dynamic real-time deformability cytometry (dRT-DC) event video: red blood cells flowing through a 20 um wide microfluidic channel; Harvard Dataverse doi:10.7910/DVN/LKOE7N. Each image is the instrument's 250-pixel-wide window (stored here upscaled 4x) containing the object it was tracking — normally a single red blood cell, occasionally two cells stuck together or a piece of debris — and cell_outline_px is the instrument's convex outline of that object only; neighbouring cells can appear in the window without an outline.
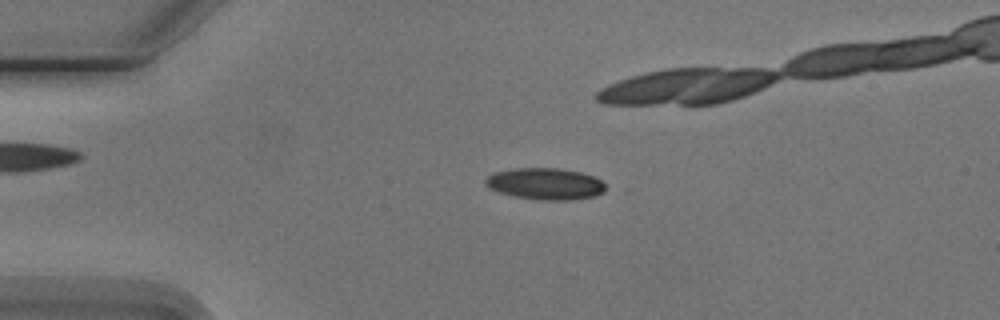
{"species": "Egyptian fruit bat (a non-hibernating species)", "species_latin": "Rousettus aegyptiacus", "temperature_condition": "cold", "stored_images_in_passage": 8, "camera_frame_rate_fps": 3000, "um_per_image_px": 0.085, "animal": {"sex": "male"}, "frame": {"image": 1, "passage_image": 2, "time_ms": 1.0, "image_size_px": [1000, 320], "cell_outline_px": [[612, 188], [604, 192], [592, 196], [572, 200], [540, 200], [516, 196], [500, 192], [488, 188], [484, 184], [484, 180], [492, 172], [516, 168], [560, 168], [580, 172], [592, 176], [600, 180]], "centroid_in_image_um": [46.37, 15.62], "position_along_channel_um": 38.6, "area_um2": 22.31}}